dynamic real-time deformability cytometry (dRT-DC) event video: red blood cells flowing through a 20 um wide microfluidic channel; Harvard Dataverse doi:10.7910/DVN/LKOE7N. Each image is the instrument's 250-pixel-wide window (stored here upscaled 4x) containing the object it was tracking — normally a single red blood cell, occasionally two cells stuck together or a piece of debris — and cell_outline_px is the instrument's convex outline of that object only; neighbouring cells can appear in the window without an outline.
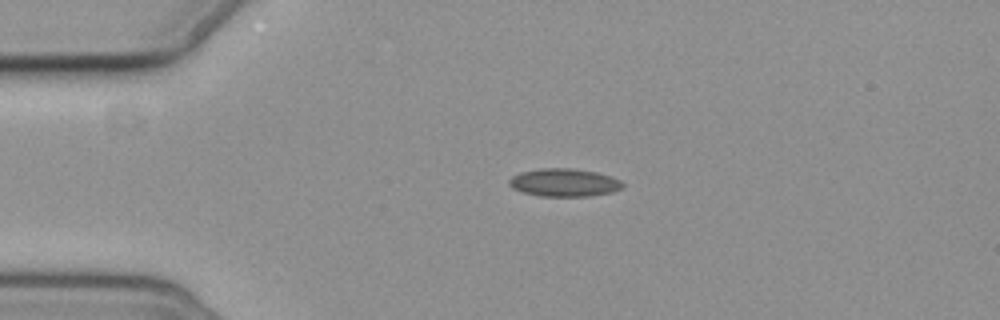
{"species": "common noctule bat (a hibernating species)", "species_latin": "Nyctalus noctula", "temperature_condition": "cold", "stored_images_in_passage": 2, "camera_frame_rate_fps": 3000, "um_per_image_px": 0.085, "animal": {"sex": "female", "body_mass_g": 19.3, "forearm_length_mm": 54.1}, "frame": {"image": 1, "passage_image": 1, "time_ms": 0.0, "image_size_px": [1000, 320], "cell_outline_px": [[624, 188], [612, 192], [588, 196], [540, 196], [524, 192], [512, 188], [508, 184], [508, 180], [512, 176], [520, 172], [540, 168], [572, 168], [596, 172], [612, 176], [620, 180], [624, 184]], "centroid_in_image_um": [47.96, 15.51], "position_along_channel_um": 37.0, "area_um2": 18.61}}